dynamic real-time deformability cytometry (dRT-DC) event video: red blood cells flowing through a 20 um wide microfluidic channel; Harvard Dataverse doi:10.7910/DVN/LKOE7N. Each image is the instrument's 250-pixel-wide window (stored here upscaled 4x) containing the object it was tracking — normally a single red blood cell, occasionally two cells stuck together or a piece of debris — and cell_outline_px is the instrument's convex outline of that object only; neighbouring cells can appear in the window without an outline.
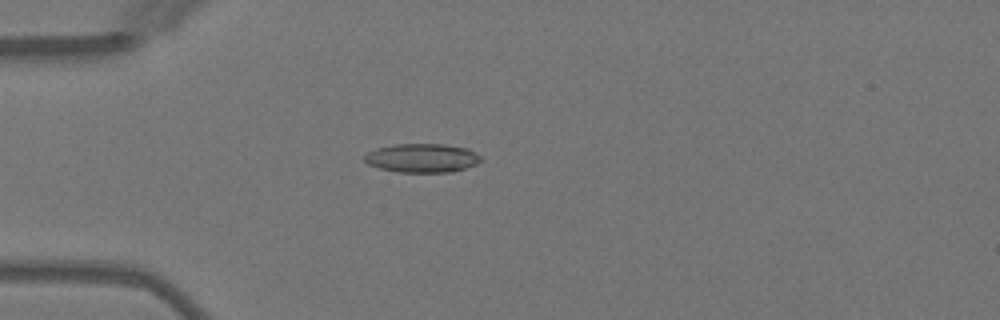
{"species": "Egyptian fruit bat (a non-hibernating species)", "species_latin": "Rousettus aegyptiacus", "temperature_condition": "warm", "stored_images_in_passage": 3, "camera_frame_rate_fps": 3000, "um_per_image_px": 0.085, "animal": {"sex": "female"}, "frame": {"image": 1, "passage_image": 3, "time_ms": 2.333, "image_size_px": [1000, 320], "cell_outline_px": [[480, 160], [476, 164], [452, 172], [396, 172], [380, 168], [368, 164], [364, 160], [364, 156], [368, 152], [376, 148], [392, 144], [444, 144], [468, 148], [480, 156]], "centroid_in_image_um": [35.85, 13.42], "position_along_channel_um": 49.2, "area_um2": 19.54}}